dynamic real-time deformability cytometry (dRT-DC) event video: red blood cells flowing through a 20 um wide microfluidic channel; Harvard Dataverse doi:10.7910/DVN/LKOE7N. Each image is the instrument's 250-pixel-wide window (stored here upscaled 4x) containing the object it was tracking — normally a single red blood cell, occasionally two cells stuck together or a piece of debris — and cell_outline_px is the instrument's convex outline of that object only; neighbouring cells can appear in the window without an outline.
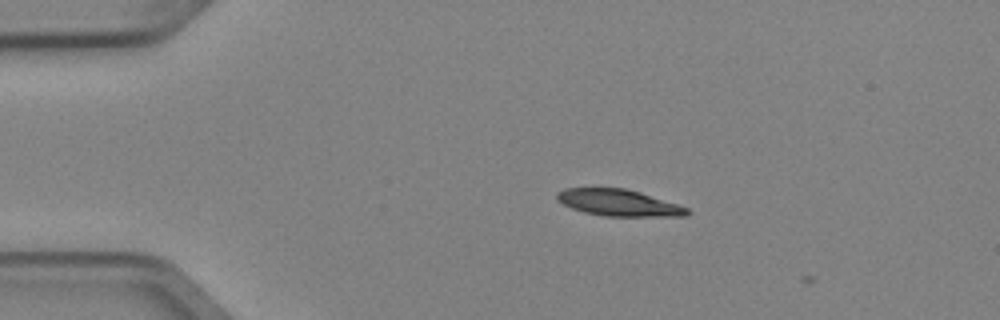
{"species": "Egyptian fruit bat (a non-hibernating species)", "species_latin": "Rousettus aegyptiacus", "temperature_condition": "cold", "stored_images_in_passage": 2, "camera_frame_rate_fps": 3000, "um_per_image_px": 0.085, "animal": {"sex": "female"}, "frame": {"image": 1, "passage_image": 1, "time_ms": 0.0, "image_size_px": [1000, 320], "cell_outline_px": [[692, 212], [688, 216], [604, 216], [584, 212], [572, 208], [556, 200], [556, 192], [564, 188], [624, 188], [640, 192], [688, 208]], "centroid_in_image_um": [52.57, 17.23], "position_along_channel_um": 32.4, "area_um2": 20.11}}